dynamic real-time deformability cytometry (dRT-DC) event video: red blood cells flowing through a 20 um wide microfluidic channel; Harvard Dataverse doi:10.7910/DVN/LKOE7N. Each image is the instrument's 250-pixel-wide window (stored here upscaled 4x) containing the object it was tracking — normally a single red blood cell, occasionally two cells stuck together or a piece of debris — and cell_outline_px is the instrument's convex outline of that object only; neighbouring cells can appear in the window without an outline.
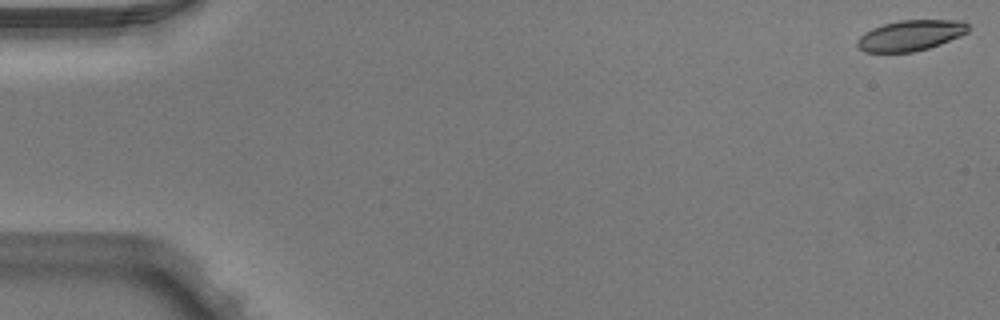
{"species": "Egyptian fruit bat (a non-hibernating species)", "species_latin": "Rousettus aegyptiacus", "temperature_condition": "warm", "stored_images_in_passage": 6, "camera_frame_rate_fps": 3000, "um_per_image_px": 0.085, "animal": {"sex": "male"}, "frame": {"image": 1, "passage_image": 1, "time_ms": 0.0, "image_size_px": [1000, 320], "cell_outline_px": [[968, 32], [960, 36], [940, 44], [928, 48], [912, 52], [864, 52], [856, 44], [856, 40], [864, 32], [872, 28], [884, 24], [900, 20], [964, 20], [968, 24]], "centroid_in_image_um": [77.39, 3.0], "position_along_channel_um": 7.6, "area_um2": 19.83}}
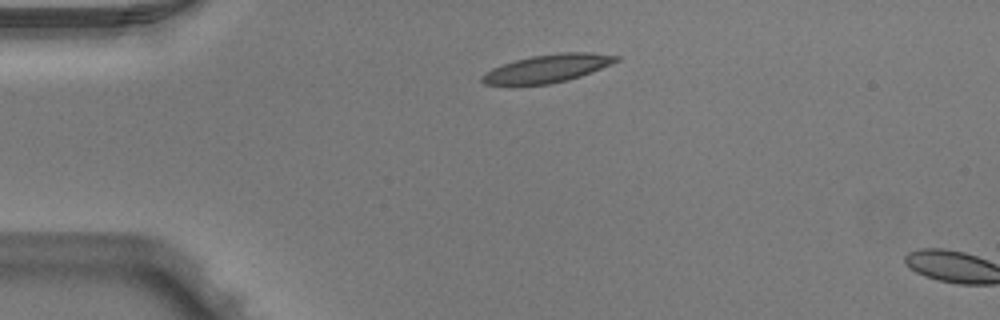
{"frame": {"image": 2, "passage_image": 5, "time_ms": 1.333, "image_size_px": [1000, 320], "cell_outline_px": [[620, 60], [592, 72], [568, 80], [548, 84], [484, 84], [480, 80], [480, 76], [484, 72], [492, 68], [516, 60], [532, 56], [560, 52], [588, 52], [620, 56]], "centroid_in_image_um": [46.55, 5.81], "position_along_channel_um": 38.5, "area_um2": 21.68}}